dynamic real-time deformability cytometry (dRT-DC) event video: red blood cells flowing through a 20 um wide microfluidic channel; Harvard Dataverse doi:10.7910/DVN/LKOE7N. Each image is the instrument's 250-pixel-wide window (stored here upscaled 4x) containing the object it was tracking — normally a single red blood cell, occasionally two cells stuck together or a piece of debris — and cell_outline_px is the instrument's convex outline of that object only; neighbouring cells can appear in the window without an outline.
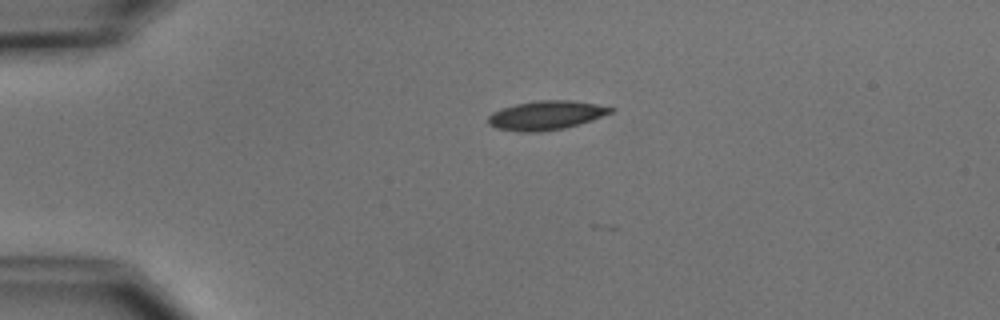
{"species": "common noctule bat (a hibernating species)", "species_latin": "Nyctalus noctula", "temperature_condition": "cold", "stored_images_in_passage": 3, "camera_frame_rate_fps": 3000, "um_per_image_px": 0.085, "animal": {"sex": "male", "body_mass_g": 15.6}, "frame": {"image": 1, "passage_image": 2, "time_ms": 0.333, "image_size_px": [1000, 320], "cell_outline_px": [[616, 108], [612, 112], [592, 120], [564, 128], [540, 132], [520, 132], [496, 128], [488, 124], [488, 116], [492, 112], [516, 104], [536, 100], [568, 100], [596, 104]], "centroid_in_image_um": [46.4, 9.8], "position_along_channel_um": 38.6, "area_um2": 20.63}}